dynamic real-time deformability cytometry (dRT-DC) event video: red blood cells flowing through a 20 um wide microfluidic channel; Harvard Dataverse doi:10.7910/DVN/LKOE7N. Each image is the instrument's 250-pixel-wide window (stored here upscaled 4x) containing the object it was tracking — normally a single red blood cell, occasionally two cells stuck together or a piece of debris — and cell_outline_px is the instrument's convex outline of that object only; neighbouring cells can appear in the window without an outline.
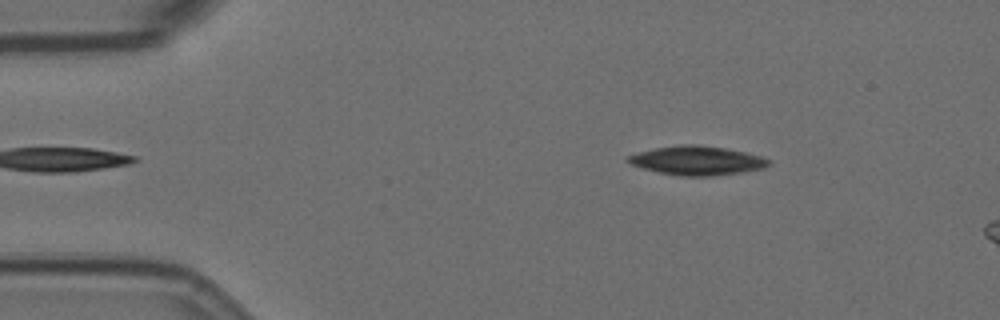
{"species": "Egyptian fruit bat (a non-hibernating species)", "species_latin": "Rousettus aegyptiacus", "temperature_condition": "room temperature", "stored_images_in_passage": 14, "camera_frame_rate_fps": 3000, "um_per_image_px": 0.085, "animal": {"sex": "female"}, "frame": {"image": 1, "passage_image": 8, "time_ms": 2.333, "image_size_px": [1000, 320], "cell_outline_px": [[772, 164], [764, 168], [744, 172], [708, 176], [680, 176], [660, 172], [644, 168], [632, 164], [628, 160], [628, 156], [640, 152], [656, 148], [680, 144], [696, 144], [724, 148], [744, 152], [760, 156], [772, 160]], "centroid_in_image_um": [59.32, 13.65], "position_along_channel_um": 25.7, "area_um2": 23.52}}